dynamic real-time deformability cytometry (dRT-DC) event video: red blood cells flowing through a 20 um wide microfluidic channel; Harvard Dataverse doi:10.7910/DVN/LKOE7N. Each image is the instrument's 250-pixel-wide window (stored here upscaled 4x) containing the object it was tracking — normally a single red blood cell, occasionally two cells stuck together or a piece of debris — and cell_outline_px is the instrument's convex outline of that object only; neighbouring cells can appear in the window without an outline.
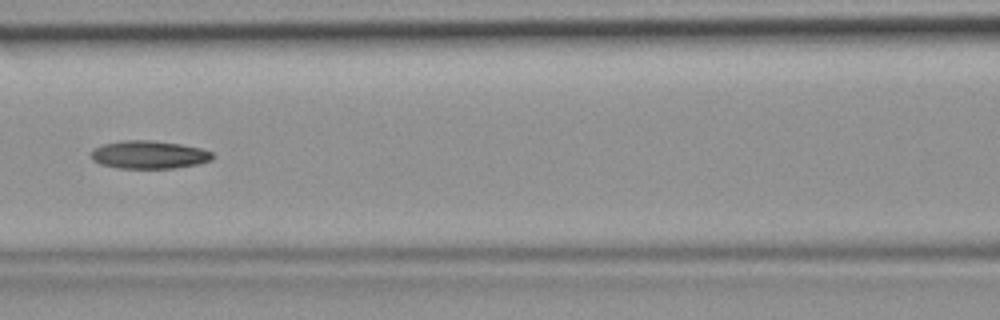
{"species": "common noctule bat (a hibernating species)", "species_latin": "Nyctalus noctula", "temperature_condition": "room temperature", "stored_images_in_passage": 45, "camera_frame_rate_fps": 3000, "um_per_image_px": 0.085, "animal": {"sex": "female", "body_mass_g": 19.9}, "frame": {"image": 1, "passage_image": 20, "time_ms": 6.333, "image_size_px": [1000, 320], "cell_outline_px": [[212, 160], [200, 164], [176, 168], [116, 168], [100, 164], [92, 160], [92, 152], [96, 148], [104, 144], [124, 140], [152, 140], [180, 144], [200, 148], [212, 152]], "centroid_in_image_um": [12.69, 13.16], "position_along_channel_um": 153.9, "area_um2": 19.77}}
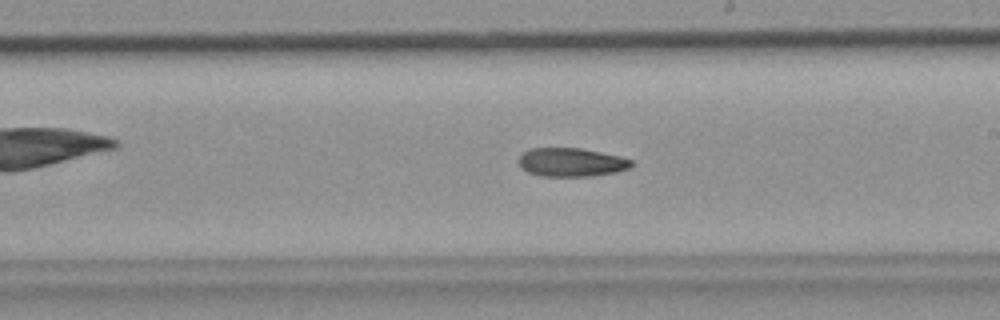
{"frame": {"image": 2, "passage_image": 26, "time_ms": 8.333, "image_size_px": [1000, 320], "cell_outline_px": [[636, 164], [632, 168], [616, 172], [592, 176], [540, 176], [528, 172], [520, 164], [520, 156], [528, 148], [580, 148], [620, 156], [632, 160]], "centroid_in_image_um": [48.63, 13.79], "position_along_channel_um": 240.4, "area_um2": 18.84}}